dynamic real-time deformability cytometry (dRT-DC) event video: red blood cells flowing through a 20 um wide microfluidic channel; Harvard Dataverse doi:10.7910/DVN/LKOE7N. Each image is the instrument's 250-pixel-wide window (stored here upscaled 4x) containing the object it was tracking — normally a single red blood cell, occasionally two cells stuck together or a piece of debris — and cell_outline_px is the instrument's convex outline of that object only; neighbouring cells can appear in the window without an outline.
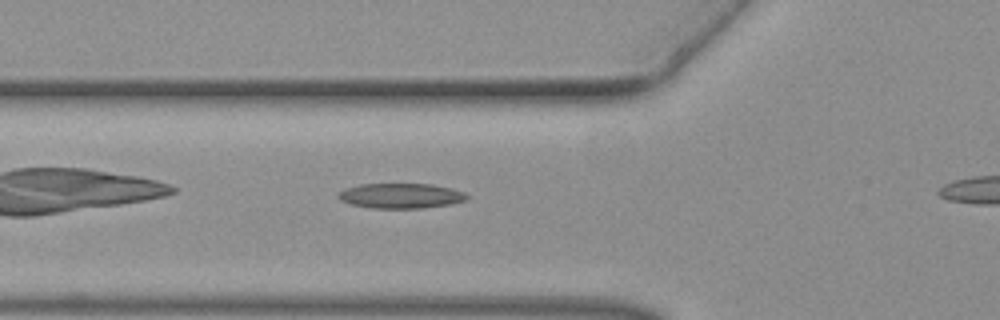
{"species": "common noctule bat (a hibernating species)", "species_latin": "Nyctalus noctula", "temperature_condition": "warm", "stored_images_in_passage": 27, "camera_frame_rate_fps": 3000, "um_per_image_px": 0.085, "animal": {"sex": "female", "body_mass_g": 19.3, "forearm_length_mm": 54.1}, "frame": {"image": 1, "passage_image": 4, "time_ms": 1.0, "image_size_px": [1000, 320], "cell_outline_px": [[468, 200], [452, 204], [420, 208], [372, 208], [352, 204], [340, 200], [336, 196], [344, 188], [360, 184], [432, 184], [452, 188], [464, 192], [468, 196]], "centroid_in_image_um": [34.09, 16.64], "position_along_channel_um": 91.7, "area_um2": 18.84}}
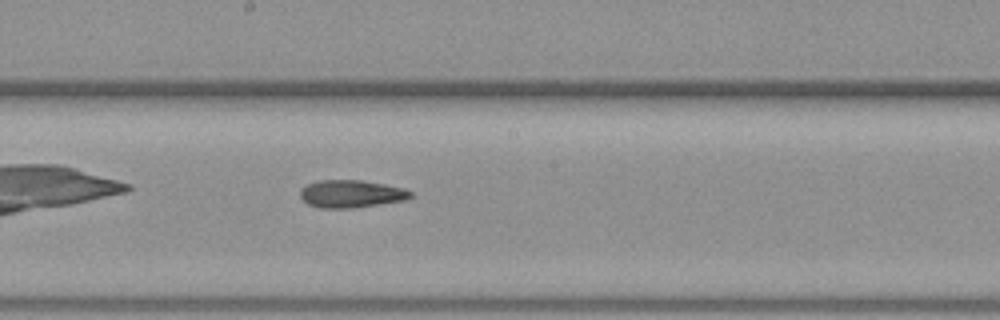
{"frame": {"image": 2, "passage_image": 13, "time_ms": 4.0, "image_size_px": [1000, 320], "cell_outline_px": [[412, 196], [404, 200], [356, 208], [320, 208], [308, 204], [300, 196], [300, 188], [316, 180], [360, 180], [384, 184], [404, 188], [412, 192]], "centroid_in_image_um": [29.83, 16.47], "position_along_channel_um": 218.4, "area_um2": 17.8}}
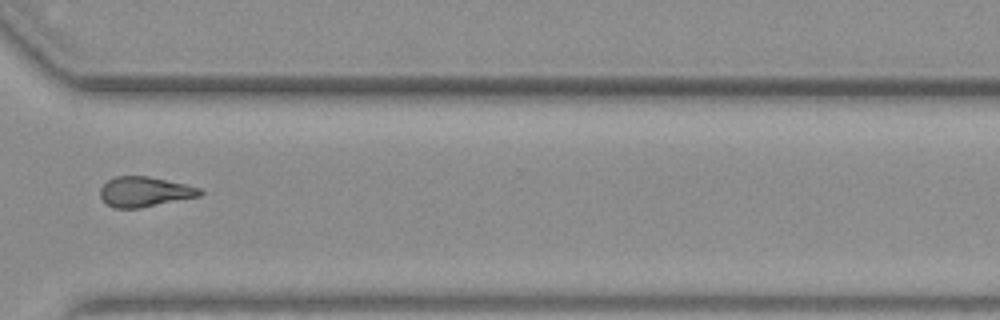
{"frame": {"image": 3, "passage_image": 23, "time_ms": 7.333, "image_size_px": [1000, 320], "cell_outline_px": [[204, 192], [200, 196], [140, 208], [116, 208], [108, 204], [100, 196], [100, 188], [108, 180], [116, 176], [148, 176], [184, 184], [200, 188]], "centroid_in_image_um": [12.3, 16.3], "position_along_channel_um": 358.3, "area_um2": 17.28}}